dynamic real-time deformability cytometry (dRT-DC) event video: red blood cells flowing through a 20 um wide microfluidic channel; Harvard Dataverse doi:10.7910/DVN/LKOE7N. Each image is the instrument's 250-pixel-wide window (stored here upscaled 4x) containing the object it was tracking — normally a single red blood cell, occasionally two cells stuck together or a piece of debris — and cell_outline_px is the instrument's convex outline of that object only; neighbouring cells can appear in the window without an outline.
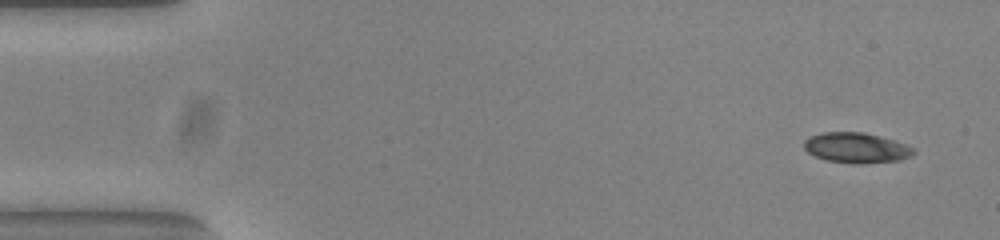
{"species": "common noctule bat (a hibernating species)", "species_latin": "Nyctalus noctula", "temperature_condition": "warm", "stored_images_in_passage": 51, "camera_frame_rate_fps": 3000, "um_per_image_px": 0.085, "animal": {"sex": "female", "body_mass_g": 23.0, "forearm_length_mm": 53.4}, "frame": {"image": 1, "passage_image": 1, "time_ms": 0.0, "image_size_px": [1000, 240], "cell_outline_px": [[916, 152], [912, 156], [900, 160], [860, 164], [852, 164], [824, 160], [808, 152], [804, 148], [804, 140], [812, 136], [824, 132], [864, 132], [896, 140], [916, 148]], "centroid_in_image_um": [72.84, 12.57], "position_along_channel_um": 12.2, "area_um2": 19.59}}
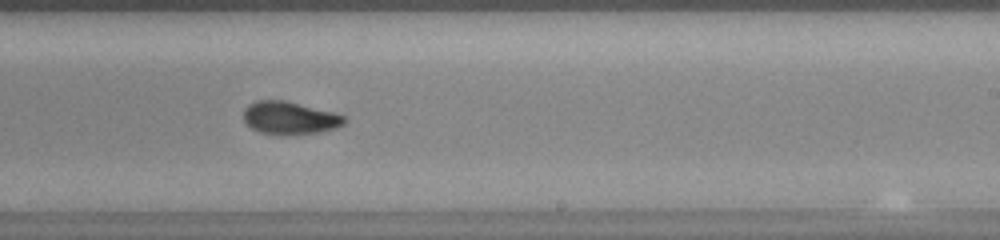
{"frame": {"image": 2, "passage_image": 30, "time_ms": 9.667, "image_size_px": [1000, 240], "cell_outline_px": [[348, 120], [344, 124], [336, 128], [316, 132], [260, 132], [252, 128], [244, 120], [244, 108], [248, 104], [256, 100], [284, 100], [336, 112], [344, 116]], "centroid_in_image_um": [24.65, 9.96], "position_along_channel_um": 264.3, "area_um2": 18.67}}
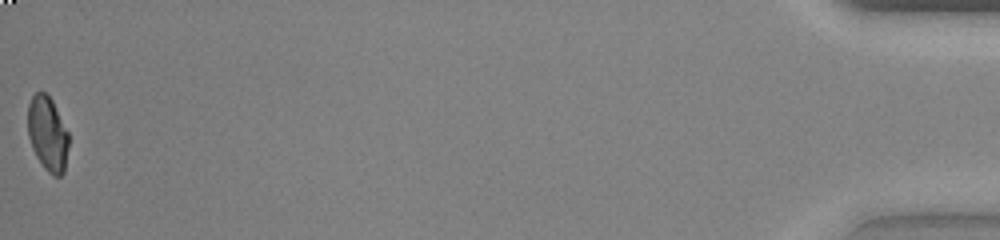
{"frame": {"image": 3, "passage_image": 51, "time_ms": 16.667, "image_size_px": [1000, 240], "cell_outline_px": [[68, 148], [64, 172], [60, 176], [52, 176], [44, 168], [36, 156], [32, 148], [28, 136], [28, 104], [32, 96], [36, 92], [44, 92], [52, 100], [68, 132]], "centroid_in_image_um": [4.04, 11.38], "position_along_channel_um": 431.2, "area_um2": 17.74}, "authors_computed_cell_mechanics": {"area_um2": 19.2474, "velocity_mm_per_s": 3.8538, "shape_relaxation_time_tau1_ms": 5.6031, "shape_relaxation_time_tau2_ms": 1.182, "deformation_change_tau1": 0.1885, "deformation_change_tau2": 0.0586}}